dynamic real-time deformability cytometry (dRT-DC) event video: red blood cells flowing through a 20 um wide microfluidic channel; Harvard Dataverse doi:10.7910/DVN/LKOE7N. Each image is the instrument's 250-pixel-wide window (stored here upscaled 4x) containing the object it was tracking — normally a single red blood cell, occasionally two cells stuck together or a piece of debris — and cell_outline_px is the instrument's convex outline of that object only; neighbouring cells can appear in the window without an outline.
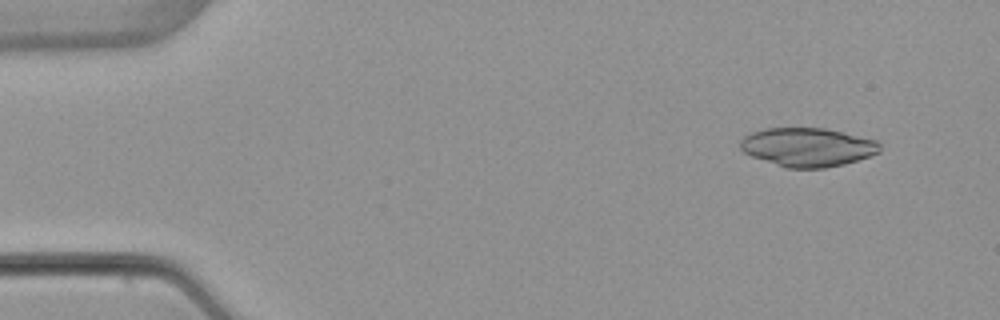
{"species": "common noctule bat (a hibernating species)", "species_latin": "Nyctalus noctula", "temperature_condition": "warm", "stored_images_in_passage": 5, "camera_frame_rate_fps": 3000, "um_per_image_px": 0.085, "animal": {"sex": "female", "body_mass_g": 22.7, "forearm_length_mm": 54.2}, "frame": {"image": 1, "passage_image": 2, "time_ms": 1.333, "image_size_px": [1000, 320], "cell_outline_px": [[880, 152], [844, 164], [824, 168], [788, 168], [752, 156], [744, 152], [740, 148], [740, 140], [744, 136], [752, 132], [764, 128], [824, 128], [844, 132], [880, 140]], "centroid_in_image_um": [68.67, 12.49], "position_along_channel_um": 16.3, "area_um2": 31.5}}